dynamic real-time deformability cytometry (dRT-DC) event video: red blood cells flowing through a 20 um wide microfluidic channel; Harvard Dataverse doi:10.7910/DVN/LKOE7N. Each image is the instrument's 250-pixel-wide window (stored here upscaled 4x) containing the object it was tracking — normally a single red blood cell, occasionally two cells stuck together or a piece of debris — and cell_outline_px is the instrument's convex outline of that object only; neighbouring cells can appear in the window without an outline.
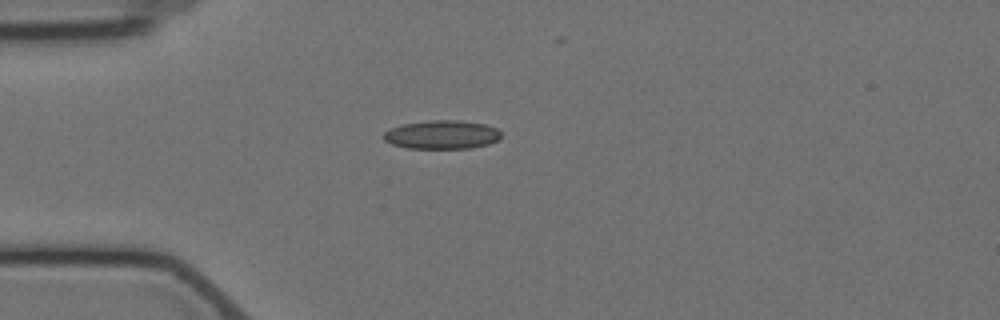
{"species": "Egyptian fruit bat (a non-hibernating species)", "species_latin": "Rousettus aegyptiacus", "temperature_condition": "cold", "stored_images_in_passage": 14, "camera_frame_rate_fps": 3000, "um_per_image_px": 0.085, "animal": {"sex": "female"}, "frame": {"image": 1, "passage_image": 3, "time_ms": 3.333, "image_size_px": [1000, 320], "cell_outline_px": [[500, 140], [488, 144], [472, 148], [408, 148], [392, 144], [384, 140], [384, 132], [400, 124], [428, 120], [460, 120], [484, 124], [496, 128], [500, 132]], "centroid_in_image_um": [37.57, 11.44], "position_along_channel_um": 47.4, "area_um2": 19.65}}
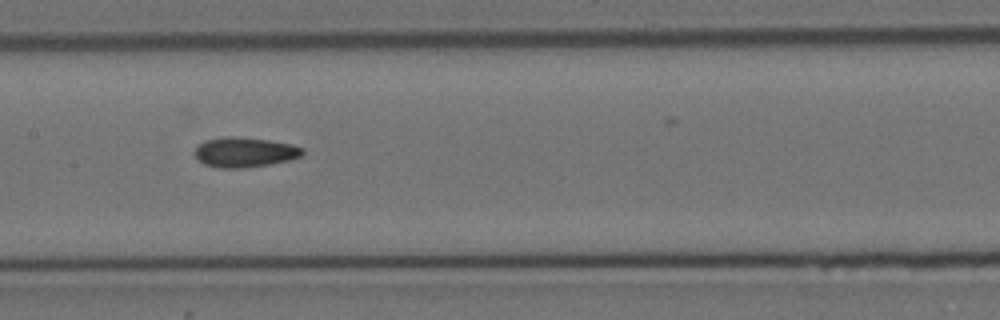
{"frame": {"image": 2, "passage_image": 7, "time_ms": 7.667, "image_size_px": [1000, 320], "cell_outline_px": [[304, 152], [300, 156], [288, 160], [268, 164], [244, 168], [216, 168], [204, 164], [196, 156], [196, 148], [204, 140], [228, 136], [268, 140], [292, 144], [304, 148]], "centroid_in_image_um": [20.8, 12.94], "position_along_channel_um": 186.6, "area_um2": 18.55}}
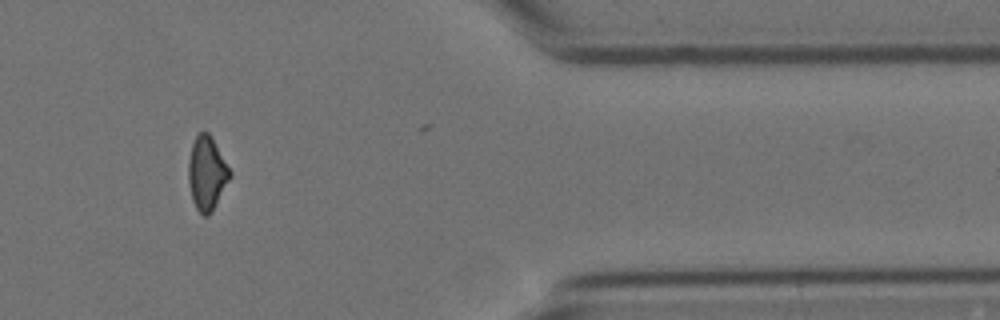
{"frame": {"image": 3, "passage_image": 12, "time_ms": 14.333, "image_size_px": [1000, 320], "cell_outline_px": [[232, 176], [212, 212], [208, 216], [204, 216], [196, 208], [192, 200], [188, 184], [188, 160], [192, 144], [196, 136], [200, 132], [208, 132], [232, 172]], "centroid_in_image_um": [17.58, 14.76], "position_along_channel_um": 393.8, "area_um2": 17.86}, "authors_computed_cell_mechanics": {"area_um2": 18.4671, "velocity_mm_per_s": 3.5198, "shape_relaxation_time_tau1_ms": 5.0888, "shape_relaxation_time_tau2_ms": 1.8137, "deformation_change_tau1": 0.0884, "deformation_change_tau2": 0.0687}}